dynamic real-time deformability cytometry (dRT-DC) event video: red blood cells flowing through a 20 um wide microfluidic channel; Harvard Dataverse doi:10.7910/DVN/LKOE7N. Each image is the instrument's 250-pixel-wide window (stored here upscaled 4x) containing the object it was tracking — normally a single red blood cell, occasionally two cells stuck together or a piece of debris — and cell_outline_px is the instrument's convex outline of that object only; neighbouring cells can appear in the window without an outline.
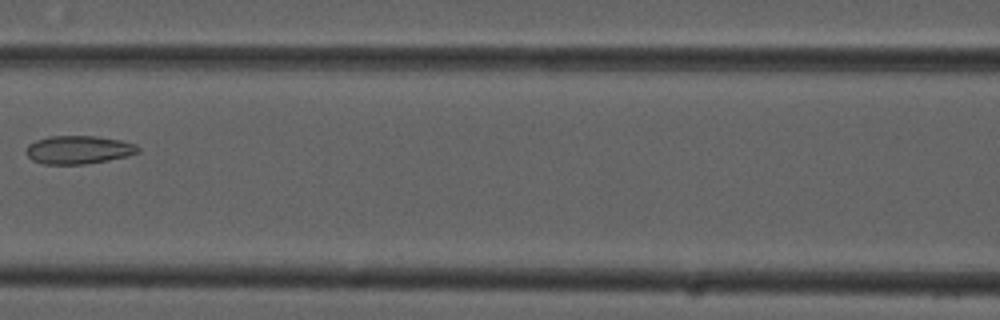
{"species": "common noctule bat (a hibernating species)", "species_latin": "Nyctalus noctula", "temperature_condition": "cold", "stored_images_in_passage": 8, "camera_frame_rate_fps": 3000, "um_per_image_px": 0.085, "animal": {"sex": "male", "forearm_length_mm": 52.5}, "frame": {"image": 1, "passage_image": 7, "time_ms": 2.0, "image_size_px": [1000, 320], "cell_outline_px": [[140, 152], [128, 156], [108, 160], [84, 164], [44, 164], [32, 160], [28, 156], [28, 144], [36, 140], [48, 136], [96, 136], [120, 140], [136, 144], [140, 148]], "centroid_in_image_um": [6.71, 12.73], "position_along_channel_um": 159.9, "area_um2": 18.38}}
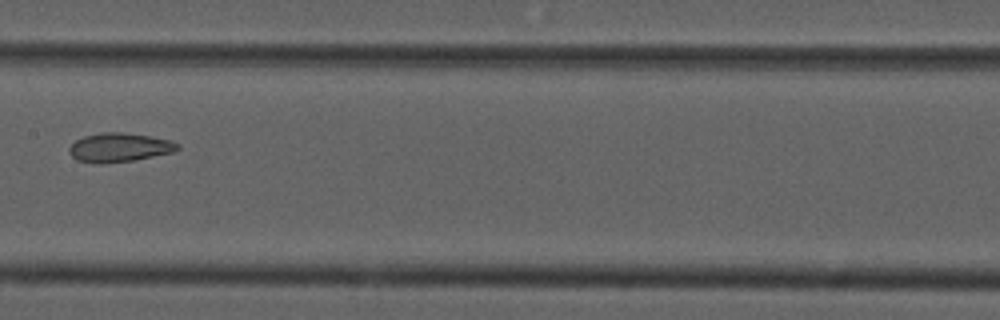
{"frame": {"image": 2, "passage_image": 8, "time_ms": 2.333, "image_size_px": [1000, 320], "cell_outline_px": [[180, 148], [172, 152], [132, 160], [76, 160], [68, 152], [68, 148], [76, 140], [84, 136], [100, 132], [124, 132], [172, 140], [180, 144]], "centroid_in_image_um": [10.19, 12.47], "position_along_channel_um": 197.2, "area_um2": 17.46}}